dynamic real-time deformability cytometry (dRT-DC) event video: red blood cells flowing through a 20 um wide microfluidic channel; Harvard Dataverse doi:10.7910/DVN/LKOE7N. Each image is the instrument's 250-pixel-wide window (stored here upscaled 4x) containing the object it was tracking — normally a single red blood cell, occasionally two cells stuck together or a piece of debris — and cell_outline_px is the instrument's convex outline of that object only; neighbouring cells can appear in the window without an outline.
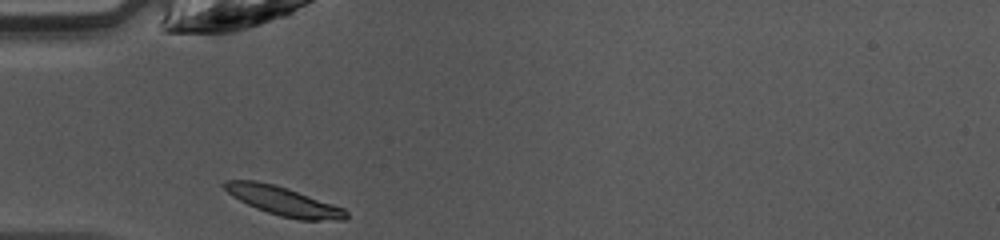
{"species": "common noctule bat (a hibernating species)", "species_latin": "Nyctalus noctula", "temperature_condition": "warm", "stored_images_in_passage": 26, "camera_frame_rate_fps": 3000, "um_per_image_px": 0.085, "animal": {"sex": "female", "body_mass_g": 10.0, "forearm_length_mm": 53.1}, "frame": {"image": 1, "passage_image": 1, "time_ms": 0.0, "image_size_px": [1000, 240], "cell_outline_px": [[348, 216], [344, 220], [300, 220], [280, 216], [256, 208], [232, 196], [220, 184], [224, 180], [256, 180], [288, 188], [344, 208], [348, 212]], "centroid_in_image_um": [24.08, 17.09], "position_along_channel_um": 60.9, "area_um2": 20.4}}
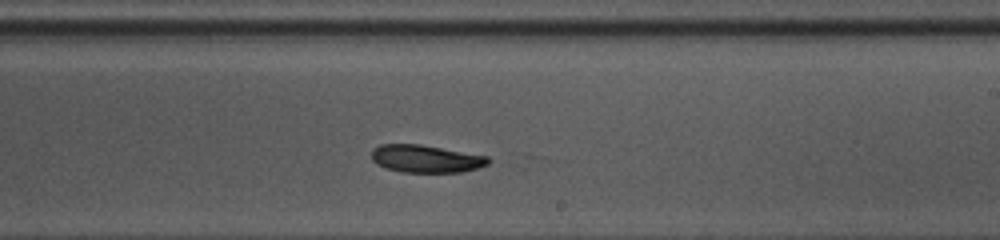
{"frame": {"image": 2, "passage_image": 15, "time_ms": 4.667, "image_size_px": [1000, 240], "cell_outline_px": [[492, 160], [488, 164], [464, 172], [404, 172], [384, 168], [376, 164], [372, 160], [372, 148], [380, 144], [420, 144], [488, 156]], "centroid_in_image_um": [36.19, 13.49], "position_along_channel_um": 252.8, "area_um2": 18.9}}
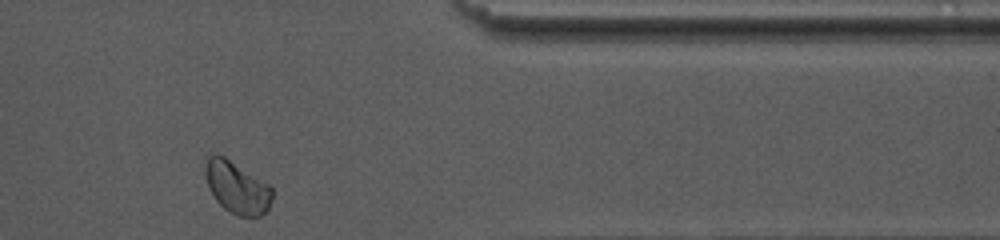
{"frame": {"image": 3, "passage_image": 26, "time_ms": 8.333, "image_size_px": [1000, 240], "cell_outline_px": [[272, 196], [268, 208], [260, 216], [236, 216], [224, 208], [216, 200], [208, 184], [204, 172], [204, 168], [208, 156], [224, 156], [268, 184], [272, 188]], "centroid_in_image_um": [20.14, 15.95], "position_along_channel_um": 391.3, "area_um2": 19.83}, "authors_computed_cell_mechanics": {"area_um2": 19.3341, "velocity_mm_per_s": 4.1883, "shape_relaxation_time_tau1_ms": 1.5221, "shape_relaxation_time_tau2_ms": null, "deformation_change_tau1": 0.076, "deformation_change_tau2": null}}